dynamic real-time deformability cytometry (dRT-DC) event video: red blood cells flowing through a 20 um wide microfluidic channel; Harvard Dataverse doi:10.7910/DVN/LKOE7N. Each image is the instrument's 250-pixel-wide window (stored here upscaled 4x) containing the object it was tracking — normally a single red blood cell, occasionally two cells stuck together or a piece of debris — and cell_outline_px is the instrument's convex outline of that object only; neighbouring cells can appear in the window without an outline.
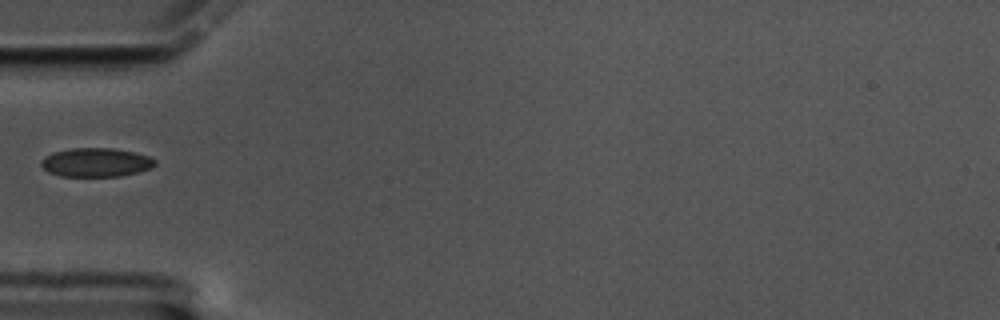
{"species": "common noctule bat (a hibernating species)", "species_latin": "Nyctalus noctula", "temperature_condition": "cold", "stored_images_in_passage": 41, "camera_frame_rate_fps": 3000, "um_per_image_px": 0.085, "animal": {"sex": "male", "body_mass_g": 17.5, "forearm_length_mm": 52.3}, "frame": {"image": 1, "passage_image": 1, "time_ms": 0.0, "image_size_px": [1000, 320], "cell_outline_px": [[156, 164], [152, 168], [120, 176], [60, 176], [48, 172], [40, 164], [40, 160], [44, 156], [52, 152], [72, 148], [112, 148], [136, 152], [148, 156], [156, 160]], "centroid_in_image_um": [8.14, 13.79], "position_along_channel_um": 76.9, "area_um2": 19.25}}